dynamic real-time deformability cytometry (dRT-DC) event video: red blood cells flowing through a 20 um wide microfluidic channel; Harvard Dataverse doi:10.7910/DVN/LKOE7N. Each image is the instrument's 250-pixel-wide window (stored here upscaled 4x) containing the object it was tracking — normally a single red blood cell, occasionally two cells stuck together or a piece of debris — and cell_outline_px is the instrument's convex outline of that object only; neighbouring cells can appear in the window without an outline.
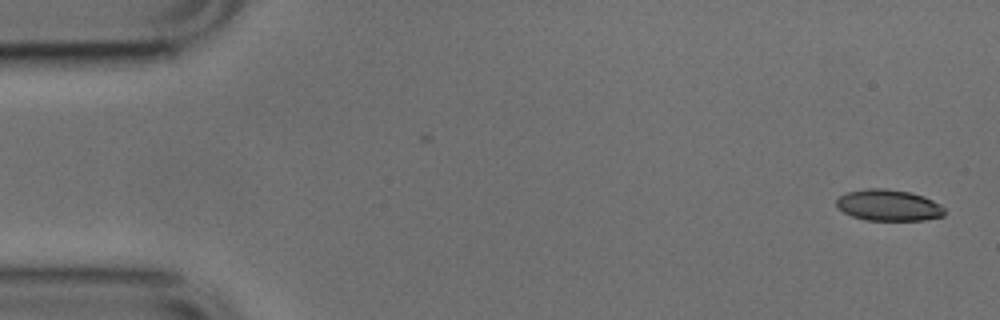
{"species": "common noctule bat (a hibernating species)", "species_latin": "Nyctalus noctula", "temperature_condition": "cold", "stored_images_in_passage": 51, "camera_frame_rate_fps": 3000, "um_per_image_px": 0.085, "animal": {"sex": "male", "body_mass_g": 17.9, "forearm_length_mm": 54.2}, "frame": {"image": 1, "passage_image": 1, "time_ms": 0.0, "image_size_px": [1000, 320], "cell_outline_px": [[944, 216], [924, 220], [868, 220], [852, 216], [844, 212], [836, 204], [836, 200], [840, 196], [848, 192], [868, 188], [884, 188], [908, 192], [924, 196], [940, 204], [944, 208]], "centroid_in_image_um": [75.55, 17.45], "position_along_channel_um": 9.5, "area_um2": 19.54}}
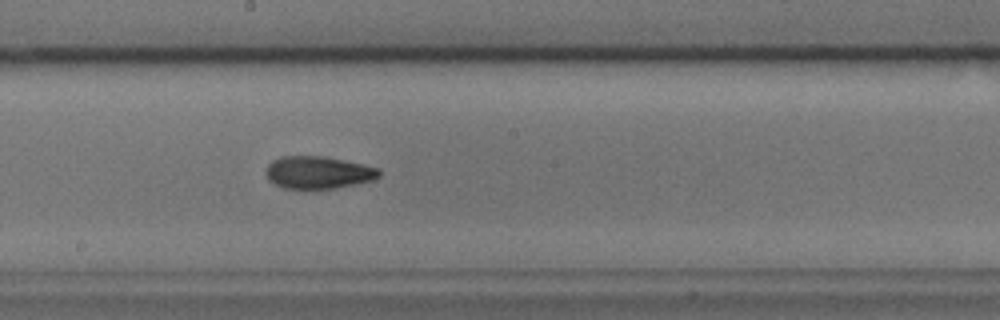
{"frame": {"image": 2, "passage_image": 27, "time_ms": 8.667, "image_size_px": [1000, 320], "cell_outline_px": [[380, 176], [372, 180], [336, 188], [284, 188], [268, 180], [264, 172], [268, 164], [272, 160], [280, 156], [324, 156], [364, 164], [380, 168]], "centroid_in_image_um": [27.03, 14.64], "position_along_channel_um": 221.2, "area_um2": 21.44}}
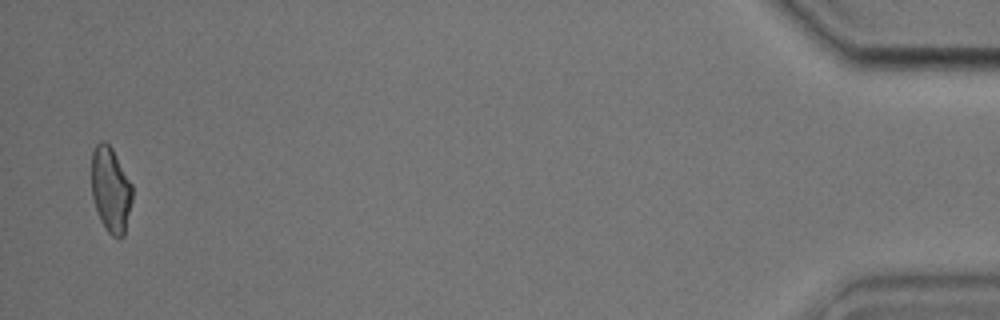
{"frame": {"image": 3, "passage_image": 50, "time_ms": 16.333, "image_size_px": [1000, 320], "cell_outline_px": [[132, 200], [124, 236], [120, 240], [112, 236], [108, 232], [100, 220], [92, 196], [92, 152], [96, 144], [100, 140], [104, 140], [112, 148], [132, 184]], "centroid_in_image_um": [9.41, 16.14], "position_along_channel_um": 425.8, "area_um2": 20.35}, "authors_computed_cell_mechanics": {"area_um2": 20.8658, "velocity_mm_per_s": 3.8252, "shape_relaxation_time_tau1_ms": 5.0932, "shape_relaxation_time_tau2_ms": 2.4172, "deformation_change_tau1": 0.1487, "deformation_change_tau2": 0.0902}}